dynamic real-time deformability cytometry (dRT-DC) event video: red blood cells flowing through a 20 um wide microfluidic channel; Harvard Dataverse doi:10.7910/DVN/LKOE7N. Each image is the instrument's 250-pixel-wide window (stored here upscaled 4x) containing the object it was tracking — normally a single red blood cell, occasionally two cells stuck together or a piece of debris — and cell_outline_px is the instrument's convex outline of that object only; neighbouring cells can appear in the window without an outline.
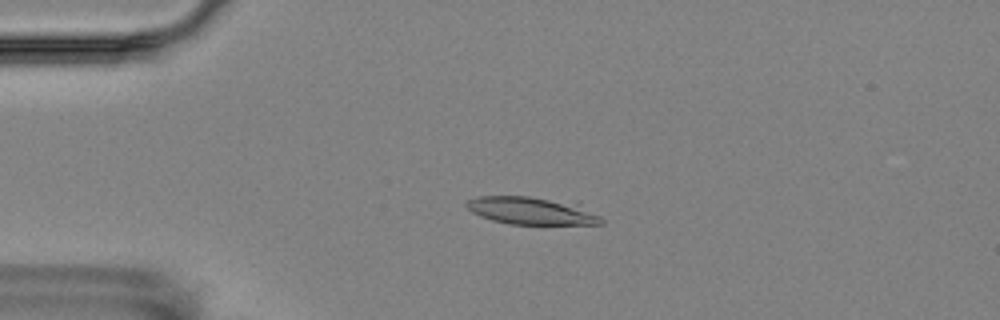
{"species": "Egyptian fruit bat (a non-hibernating species)", "species_latin": "Rousettus aegyptiacus", "temperature_condition": "room temperature", "stored_images_in_passage": 6, "camera_frame_rate_fps": 3000, "um_per_image_px": 0.085, "animal": {"sex": "female"}, "frame": {"image": 1, "passage_image": 4, "time_ms": 3.333, "image_size_px": [1000, 320], "cell_outline_px": [[604, 224], [508, 224], [492, 220], [480, 216], [472, 212], [464, 204], [468, 200], [476, 196], [528, 196], [576, 204], [600, 216], [604, 220]], "centroid_in_image_um": [45.12, 17.92], "position_along_channel_um": 39.9, "area_um2": 21.33}}
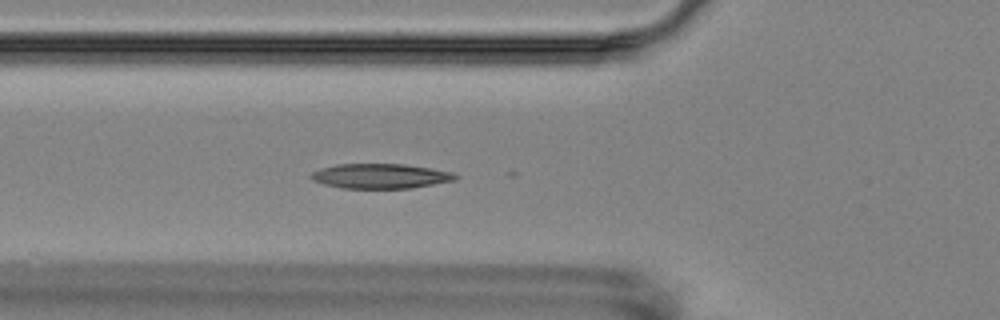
{"frame": {"image": 2, "passage_image": 6, "time_ms": 5.667, "image_size_px": [1000, 320], "cell_outline_px": [[460, 176], [456, 180], [412, 188], [340, 188], [324, 184], [312, 180], [308, 176], [312, 172], [320, 168], [336, 164], [404, 164], [432, 168], [452, 172]], "centroid_in_image_um": [32.33, 14.96], "position_along_channel_um": 93.5, "area_um2": 21.04}}